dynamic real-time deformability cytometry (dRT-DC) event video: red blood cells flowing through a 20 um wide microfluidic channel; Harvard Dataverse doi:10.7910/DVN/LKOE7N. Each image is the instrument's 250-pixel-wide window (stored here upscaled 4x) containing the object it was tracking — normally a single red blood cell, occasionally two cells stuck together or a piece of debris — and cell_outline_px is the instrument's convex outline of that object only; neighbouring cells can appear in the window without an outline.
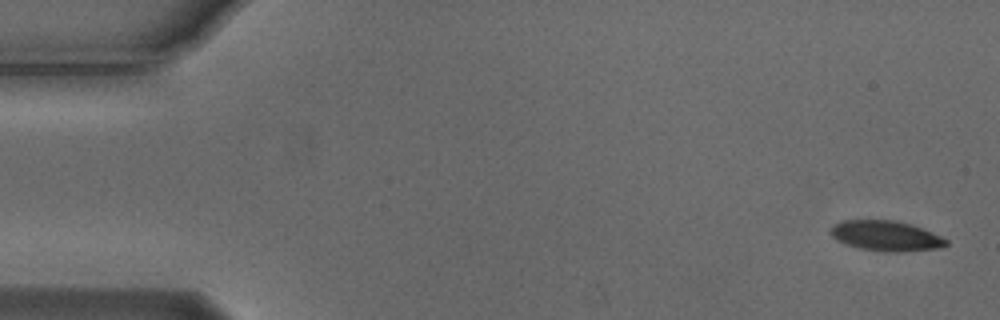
{"species": "Egyptian fruit bat (a non-hibernating species)", "species_latin": "Rousettus aegyptiacus", "temperature_condition": "cold", "stored_images_in_passage": 39, "camera_frame_rate_fps": 3000, "um_per_image_px": 0.085, "animal": {"sex": "male"}, "frame": {"image": 1, "passage_image": 1, "time_ms": 0.0, "image_size_px": [1000, 320], "cell_outline_px": [[948, 244], [944, 248], [904, 252], [884, 252], [860, 248], [836, 240], [828, 232], [836, 224], [844, 220], [896, 220], [912, 224], [940, 236], [948, 240]], "centroid_in_image_um": [75.35, 20.06], "position_along_channel_um": 9.6, "area_um2": 20.46}}
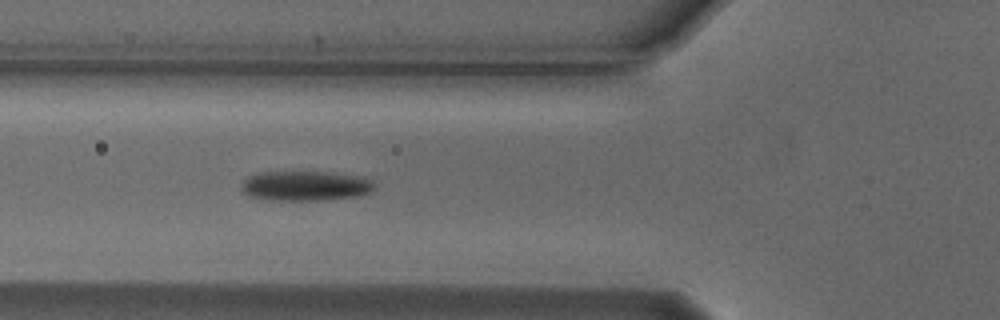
{"frame": {"image": 2, "passage_image": 19, "time_ms": 6.0, "image_size_px": [1000, 320], "cell_outline_px": [[376, 188], [360, 196], [320, 200], [268, 200], [248, 196], [240, 188], [240, 184], [248, 176], [260, 172], [324, 172], [352, 176], [372, 180], [376, 184]], "centroid_in_image_um": [25.9, 15.81], "position_along_channel_um": 99.9, "area_um2": 23.06}}
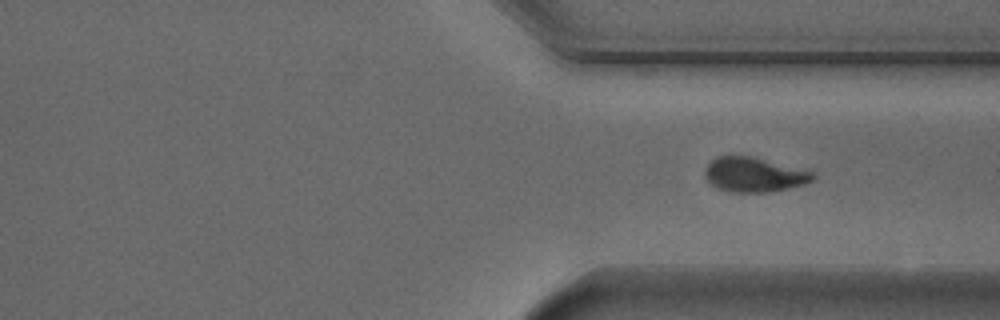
{"frame": {"image": 3, "passage_image": 39, "time_ms": 12.667, "image_size_px": [1000, 320], "cell_outline_px": [[816, 176], [812, 180], [804, 184], [788, 188], [768, 192], [728, 192], [716, 188], [704, 176], [704, 168], [716, 156], [748, 156], [812, 172]], "centroid_in_image_um": [64.02, 14.86], "position_along_channel_um": 347.4, "area_um2": 21.39}}